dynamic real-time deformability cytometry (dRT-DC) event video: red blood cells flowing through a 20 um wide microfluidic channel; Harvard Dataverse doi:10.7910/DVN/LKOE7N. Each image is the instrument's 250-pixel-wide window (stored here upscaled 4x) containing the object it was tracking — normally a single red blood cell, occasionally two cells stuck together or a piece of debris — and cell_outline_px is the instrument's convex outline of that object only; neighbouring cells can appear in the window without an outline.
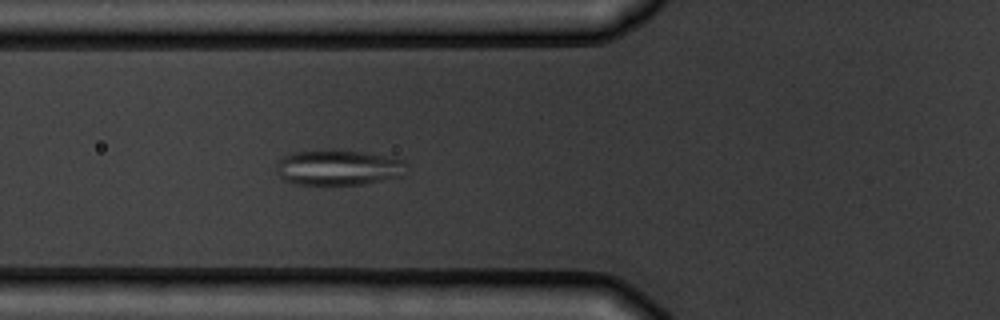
{"species": "common noctule bat (a hibernating species)", "species_latin": "Nyctalus noctula", "temperature_condition": "warm", "stored_images_in_passage": 5, "camera_frame_rate_fps": 3000, "um_per_image_px": 0.085, "animal": {"sex": "male", "body_mass_g": 19.5, "forearm_length_mm": 54.6}, "frame": {"image": 1, "passage_image": 5, "time_ms": 4.667, "image_size_px": [1000, 320], "cell_outline_px": [[408, 164], [400, 176], [364, 184], [296, 184], [284, 180], [276, 172], [276, 168], [280, 160], [284, 156], [296, 152], [364, 152], [404, 160]], "centroid_in_image_um": [28.77, 14.27], "position_along_channel_um": 97.0, "area_um2": 25.89}}